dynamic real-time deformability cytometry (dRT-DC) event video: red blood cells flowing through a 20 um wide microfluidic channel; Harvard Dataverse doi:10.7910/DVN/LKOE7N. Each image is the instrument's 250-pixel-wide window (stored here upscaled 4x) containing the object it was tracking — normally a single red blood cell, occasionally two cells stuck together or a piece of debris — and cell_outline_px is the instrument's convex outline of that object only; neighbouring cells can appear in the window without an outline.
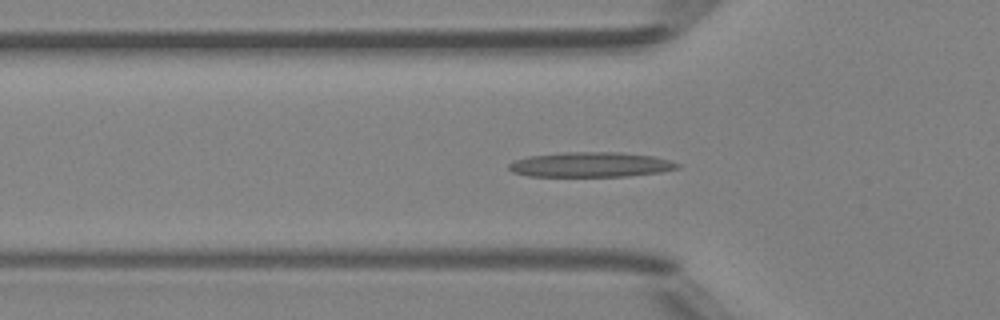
{"species": "Egyptian fruit bat (a non-hibernating species)", "species_latin": "Rousettus aegyptiacus", "temperature_condition": "room temperature", "stored_images_in_passage": 48, "camera_frame_rate_fps": 3000, "um_per_image_px": 0.085, "animal": {"sex": "female"}, "frame": {"image": 1, "passage_image": 15, "time_ms": 4.667, "image_size_px": [1000, 320], "cell_outline_px": [[680, 168], [660, 172], [628, 176], [528, 176], [512, 172], [508, 168], [508, 164], [512, 160], [528, 156], [564, 152], [620, 152], [652, 156], [668, 160], [680, 164]], "centroid_in_image_um": [50.17, 13.99], "position_along_channel_um": 75.6, "area_um2": 24.57}}
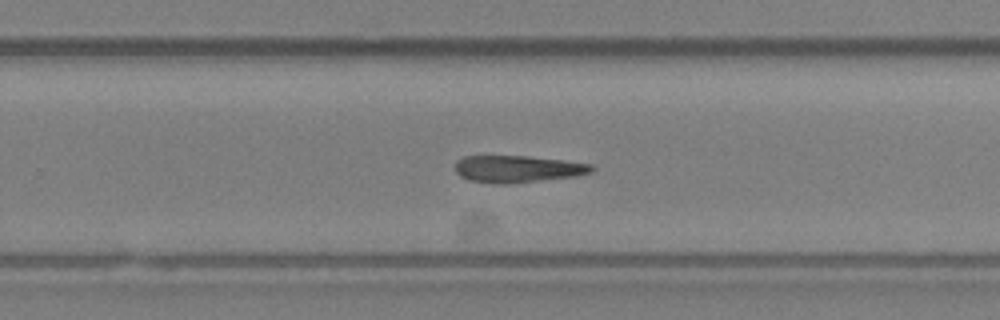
{"frame": {"image": 2, "passage_image": 30, "time_ms": 9.667, "image_size_px": [1000, 320], "cell_outline_px": [[596, 168], [592, 172], [576, 176], [508, 184], [500, 184], [468, 180], [460, 176], [456, 172], [456, 160], [464, 156], [528, 156], [564, 160], [592, 164]], "centroid_in_image_um": [44.02, 14.36], "position_along_channel_um": 285.8, "area_um2": 21.56}}
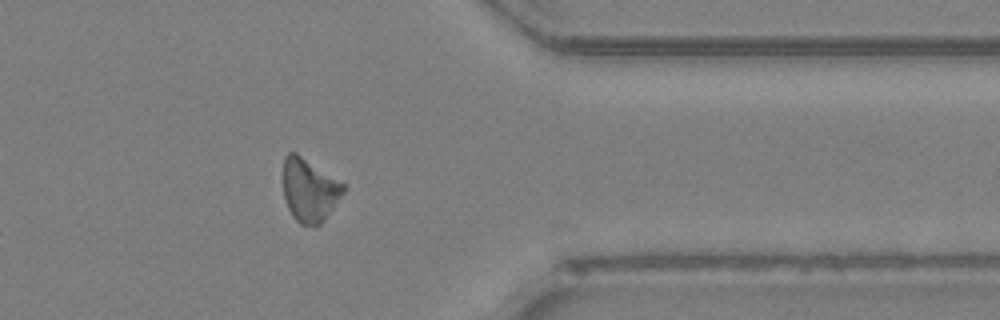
{"frame": {"image": 3, "passage_image": 38, "time_ms": 12.333, "image_size_px": [1000, 320], "cell_outline_px": [[344, 192], [324, 220], [316, 228], [300, 224], [292, 216], [288, 208], [284, 196], [284, 156], [288, 152], [296, 152], [344, 184]], "centroid_in_image_um": [26.28, 16.18], "position_along_channel_um": 385.1, "area_um2": 22.02}}